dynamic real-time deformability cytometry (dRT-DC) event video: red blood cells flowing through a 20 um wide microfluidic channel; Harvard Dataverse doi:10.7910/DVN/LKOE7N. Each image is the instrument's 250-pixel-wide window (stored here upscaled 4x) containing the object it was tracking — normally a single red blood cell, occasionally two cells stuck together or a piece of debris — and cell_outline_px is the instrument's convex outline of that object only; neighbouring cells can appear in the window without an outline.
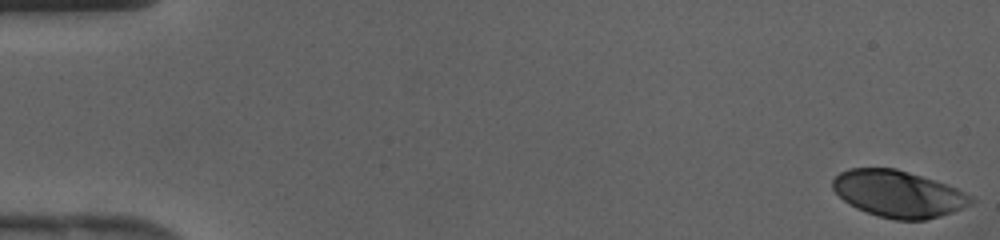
{"species": "human", "species_latin": "Homo sapiens", "temperature_condition": "cold", "stored_images_in_passage": 43, "camera_frame_rate_fps": 3000, "um_per_image_px": 0.085, "donor": {"sex": "female"}, "frame": {"image": 1, "passage_image": 1, "time_ms": 0.0, "image_size_px": [1000, 240], "cell_outline_px": [[976, 200], [972, 204], [952, 212], [924, 220], [896, 220], [880, 216], [856, 208], [844, 200], [832, 188], [832, 180], [840, 172], [848, 168], [896, 168], [948, 184], [972, 196]], "centroid_in_image_um": [76.37, 16.47], "position_along_channel_um": 8.6, "area_um2": 37.51}}
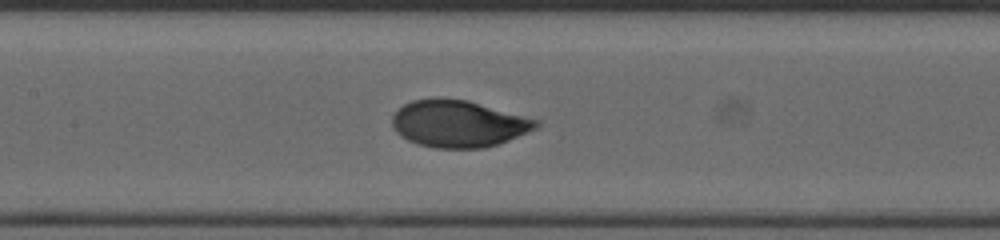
{"frame": {"image": 2, "passage_image": 21, "time_ms": 6.667, "image_size_px": [1000, 240], "cell_outline_px": [[540, 124], [536, 128], [508, 140], [484, 148], [436, 148], [420, 144], [408, 140], [400, 136], [396, 132], [392, 124], [392, 116], [404, 104], [412, 100], [436, 96], [468, 100], [540, 120]], "centroid_in_image_um": [38.95, 10.49], "position_along_channel_um": 168.5, "area_um2": 39.48}}
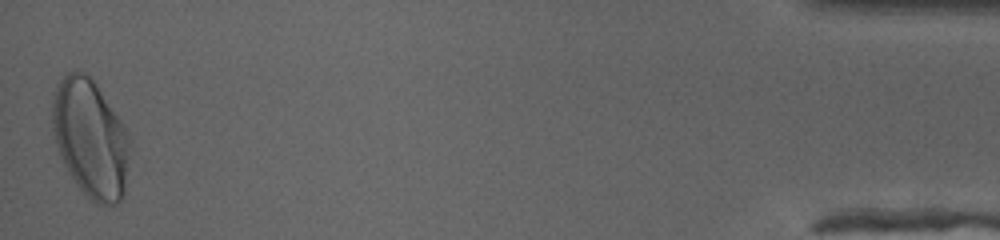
{"frame": {"image": 3, "passage_image": 43, "time_ms": 14.0, "image_size_px": [1000, 240], "cell_outline_px": [[128, 140], [124, 196], [116, 204], [96, 204], [84, 196], [68, 172], [60, 156], [52, 128], [52, 100], [56, 84], [68, 72], [84, 72], [96, 84], [120, 120], [124, 128]], "centroid_in_image_um": [7.64, 11.79], "position_along_channel_um": 427.6, "area_um2": 52.54}}